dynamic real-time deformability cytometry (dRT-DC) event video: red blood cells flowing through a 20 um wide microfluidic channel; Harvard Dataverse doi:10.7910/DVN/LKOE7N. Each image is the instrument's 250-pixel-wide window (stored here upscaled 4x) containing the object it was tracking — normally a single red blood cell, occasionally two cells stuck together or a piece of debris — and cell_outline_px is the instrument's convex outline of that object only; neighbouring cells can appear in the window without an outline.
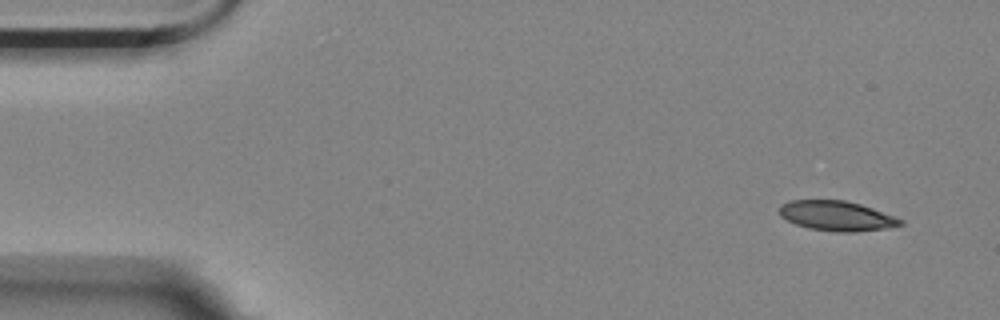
{"species": "Egyptian fruit bat (a non-hibernating species)", "species_latin": "Rousettus aegyptiacus", "temperature_condition": "room temperature", "stored_images_in_passage": 9, "camera_frame_rate_fps": 3000, "um_per_image_px": 0.085, "animal": {"sex": "female"}, "frame": {"image": 1, "passage_image": 1, "time_ms": 0.0, "image_size_px": [1000, 320], "cell_outline_px": [[904, 224], [888, 228], [856, 232], [836, 232], [808, 228], [796, 224], [780, 216], [780, 204], [792, 200], [844, 200], [860, 204], [872, 208], [904, 220]], "centroid_in_image_um": [71.13, 18.35], "position_along_channel_um": 13.9, "area_um2": 21.04}}
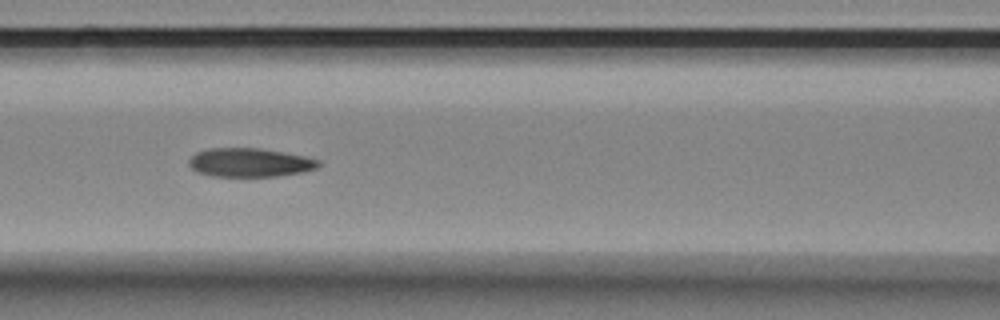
{"frame": {"image": 2, "passage_image": 6, "time_ms": 1.667, "image_size_px": [1000, 320], "cell_outline_px": [[320, 164], [316, 168], [304, 172], [276, 176], [212, 176], [196, 172], [188, 164], [188, 160], [196, 152], [208, 148], [256, 148], [304, 156], [320, 160]], "centroid_in_image_um": [21.2, 13.82], "position_along_channel_um": 145.4, "area_um2": 21.62}}
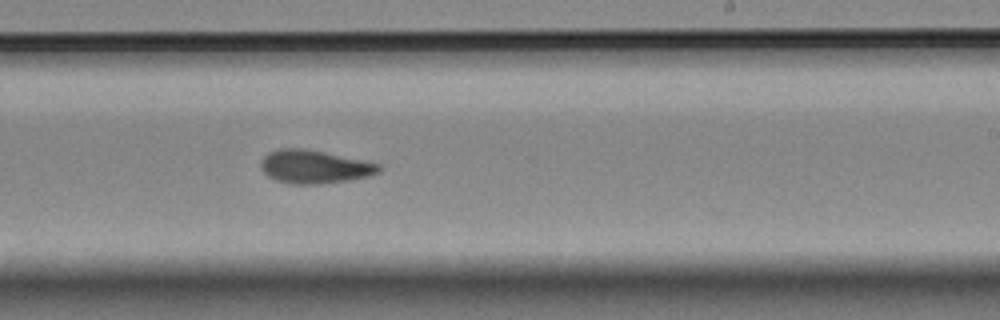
{"frame": {"image": 3, "passage_image": 9, "time_ms": 2.667, "image_size_px": [1000, 320], "cell_outline_px": [[380, 172], [368, 176], [348, 180], [320, 184], [288, 184], [276, 180], [268, 176], [260, 168], [260, 160], [268, 152], [280, 148], [300, 148], [380, 164]], "centroid_in_image_um": [26.65, 14.19], "position_along_channel_um": 262.3, "area_um2": 22.6}}